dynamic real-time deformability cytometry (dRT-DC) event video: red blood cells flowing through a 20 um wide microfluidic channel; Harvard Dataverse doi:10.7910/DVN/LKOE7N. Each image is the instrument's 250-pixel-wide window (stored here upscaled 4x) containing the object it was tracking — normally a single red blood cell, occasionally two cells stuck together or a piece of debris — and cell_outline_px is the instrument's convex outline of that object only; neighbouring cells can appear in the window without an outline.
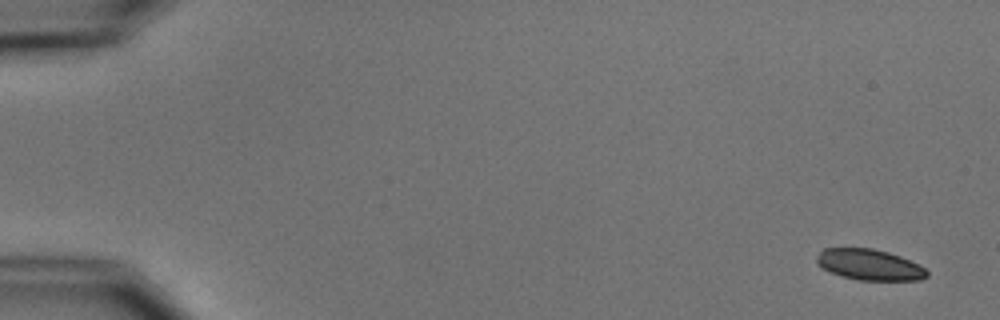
{"species": "common noctule bat (a hibernating species)", "species_latin": "Nyctalus noctula", "temperature_condition": "cold", "stored_images_in_passage": 5, "camera_frame_rate_fps": 3000, "um_per_image_px": 0.085, "animal": {"sex": "male", "body_mass_g": 15.6}, "frame": {"image": 1, "passage_image": 1, "time_ms": 0.0, "image_size_px": [1000, 320], "cell_outline_px": [[928, 276], [920, 280], [856, 280], [840, 276], [816, 264], [816, 256], [824, 248], [872, 248], [888, 252], [900, 256], [920, 264], [928, 272]], "centroid_in_image_um": [73.91, 22.5], "position_along_channel_um": 11.1, "area_um2": 19.94}}
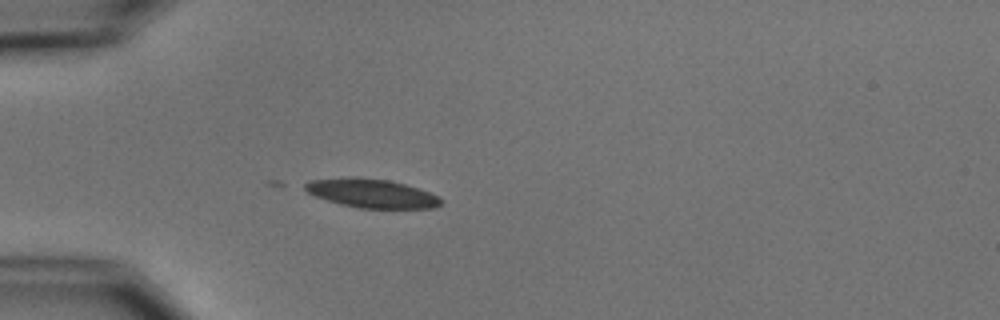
{"frame": {"image": 2, "passage_image": 4, "time_ms": 4.667, "image_size_px": [1000, 320], "cell_outline_px": [[440, 204], [436, 208], [360, 208], [340, 204], [316, 196], [308, 192], [300, 184], [308, 180], [388, 180], [404, 184], [440, 196]], "centroid_in_image_um": [31.62, 16.48], "position_along_channel_um": 53.4, "area_um2": 21.68}}